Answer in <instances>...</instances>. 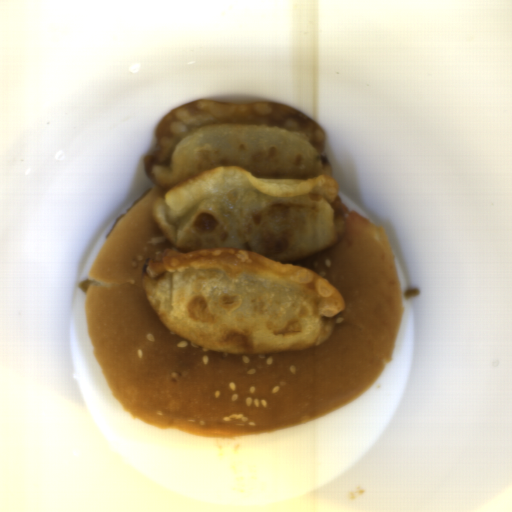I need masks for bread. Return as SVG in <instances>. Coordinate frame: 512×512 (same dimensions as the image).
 I'll use <instances>...</instances> for the list:
<instances>
[{
  "label": "bread",
  "instance_id": "bread-1",
  "mask_svg": "<svg viewBox=\"0 0 512 512\" xmlns=\"http://www.w3.org/2000/svg\"><path fill=\"white\" fill-rule=\"evenodd\" d=\"M157 184L114 226L88 273L84 300L93 355L123 412L210 439L302 426L355 402L394 359L404 304L385 229L348 210L344 233L291 262L317 272L342 298L332 332L294 352L230 354L175 334L148 299L143 270L173 247L154 219Z\"/></svg>",
  "mask_w": 512,
  "mask_h": 512
}]
</instances>
